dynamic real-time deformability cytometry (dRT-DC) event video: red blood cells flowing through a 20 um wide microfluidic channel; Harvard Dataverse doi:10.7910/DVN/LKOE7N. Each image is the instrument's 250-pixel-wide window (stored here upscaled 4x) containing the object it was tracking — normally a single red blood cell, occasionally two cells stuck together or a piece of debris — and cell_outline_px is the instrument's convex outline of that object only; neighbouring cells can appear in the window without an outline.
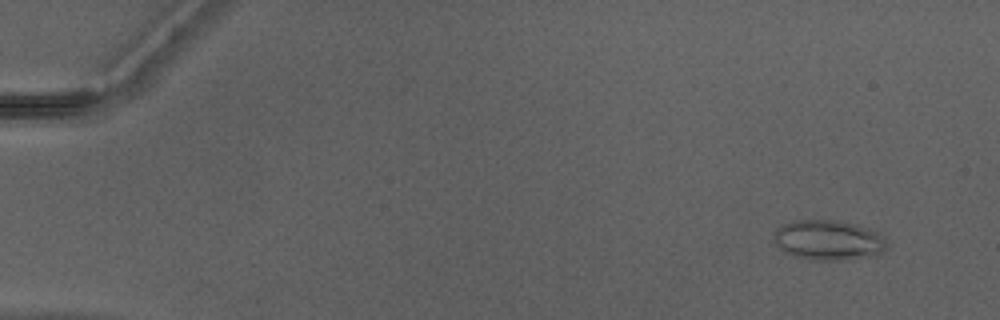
{"species": "Egyptian fruit bat (a non-hibernating species)", "species_latin": "Rousettus aegyptiacus", "temperature_condition": "warm", "stored_images_in_passage": 50, "camera_frame_rate_fps": 3000, "um_per_image_px": 0.085, "animal": {"sex": "male"}, "frame": {"image": 1, "passage_image": 4, "time_ms": 1.0, "image_size_px": [1000, 320], "cell_outline_px": [[888, 248], [880, 256], [848, 260], [808, 260], [784, 252], [776, 244], [772, 236], [776, 228], [784, 224], [796, 220], [840, 220], [856, 224], [880, 232], [888, 244]], "centroid_in_image_um": [70.48, 20.42], "position_along_channel_um": 14.5, "area_um2": 27.11}}
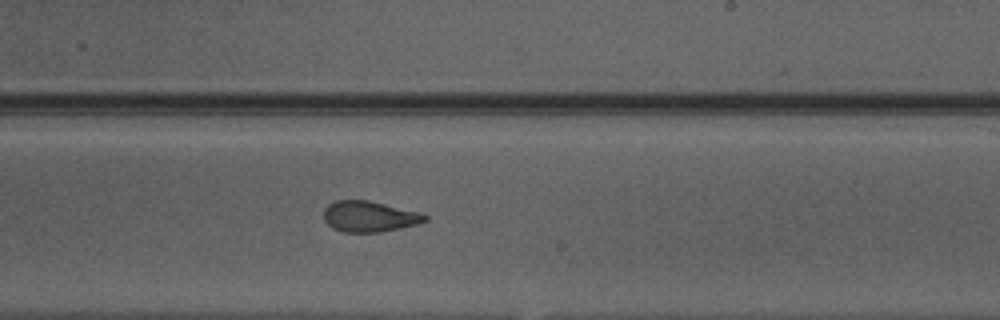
{"frame": {"image": 2, "passage_image": 31, "time_ms": 10.0, "image_size_px": [1000, 320], "cell_outline_px": [[428, 220], [416, 224], [380, 232], [344, 232], [332, 228], [324, 220], [324, 208], [328, 204], [336, 200], [368, 200], [420, 212], [428, 216]], "centroid_in_image_um": [31.37, 18.39], "position_along_channel_um": 257.6, "area_um2": 18.15}}
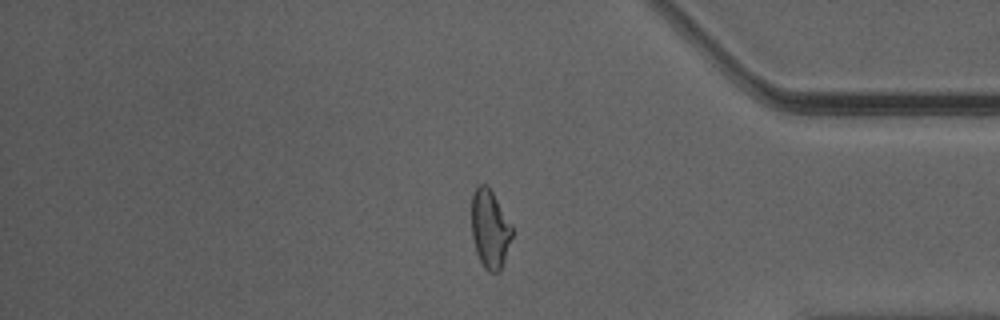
{"frame": {"image": 3, "passage_image": 42, "time_ms": 13.667, "image_size_px": [1000, 320], "cell_outline_px": [[512, 236], [500, 272], [488, 272], [484, 268], [476, 252], [472, 236], [472, 192], [480, 184], [484, 184], [492, 192], [512, 224]], "centroid_in_image_um": [41.64, 19.48], "position_along_channel_um": 393.6, "area_um2": 18.38}, "authors_computed_cell_mechanics": {"area_um2": 19.4497, "velocity_mm_per_s": 4.2384, "shape_relaxation_time_tau1_ms": 7.4843, "shape_relaxation_time_tau2_ms": 1.3597, "deformation_change_tau1": 0.2048, "deformation_change_tau2": 0.0812}}